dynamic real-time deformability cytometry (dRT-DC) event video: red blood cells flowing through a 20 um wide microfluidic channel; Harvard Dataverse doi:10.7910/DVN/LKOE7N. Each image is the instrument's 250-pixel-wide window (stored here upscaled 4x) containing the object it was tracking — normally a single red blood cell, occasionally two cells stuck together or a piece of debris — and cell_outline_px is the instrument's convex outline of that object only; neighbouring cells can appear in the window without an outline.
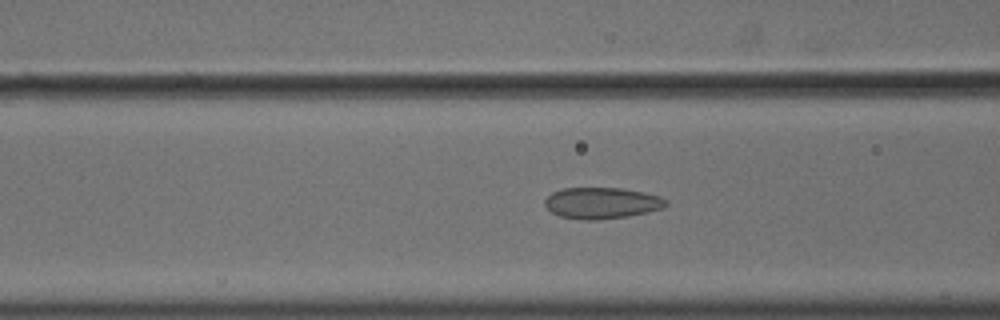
{"species": "common noctule bat (a hibernating species)", "species_latin": "Nyctalus noctula", "temperature_condition": "cold", "stored_images_in_passage": 49, "camera_frame_rate_fps": 3000, "um_per_image_px": 0.085, "animal": {"sex": "male", "body_mass_g": 18.8}, "frame": {"image": 1, "passage_image": 16, "time_ms": 5.0, "image_size_px": [1000, 320], "cell_outline_px": [[668, 204], [664, 208], [648, 212], [628, 216], [600, 220], [580, 220], [560, 216], [552, 212], [544, 204], [544, 200], [552, 192], [564, 188], [620, 188], [644, 192], [660, 196], [668, 200]], "centroid_in_image_um": [51.17, 17.26], "position_along_channel_um": 115.4, "area_um2": 22.25}}
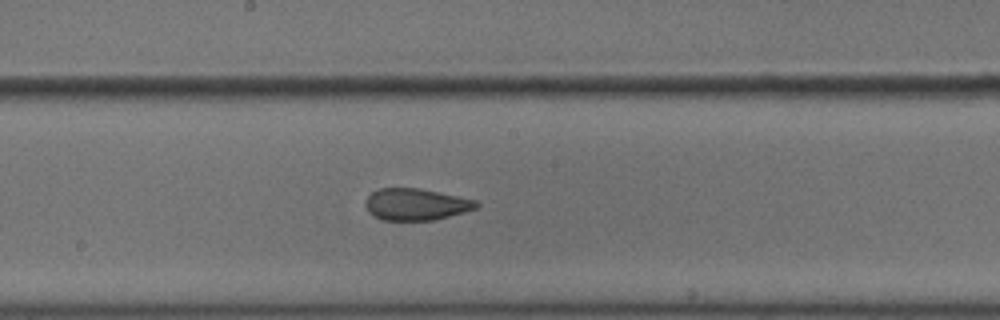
{"frame": {"image": 2, "passage_image": 24, "time_ms": 7.667, "image_size_px": [1000, 320], "cell_outline_px": [[480, 204], [476, 208], [464, 212], [432, 220], [384, 220], [372, 216], [368, 212], [364, 204], [364, 200], [376, 188], [420, 188], [476, 200]], "centroid_in_image_um": [35.3, 17.36], "position_along_channel_um": 212.9, "area_um2": 20.58}}
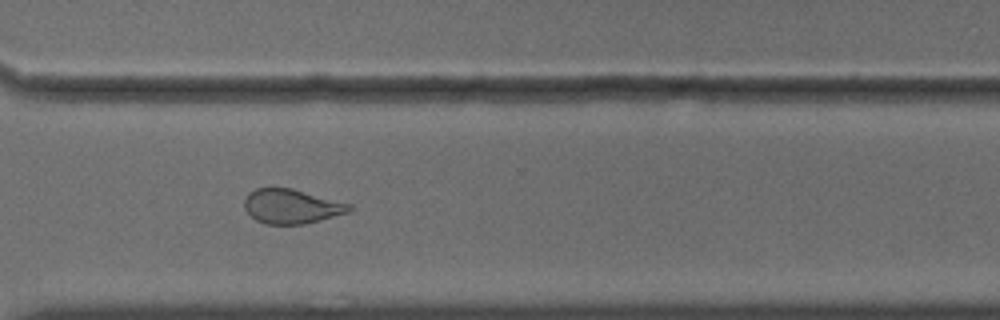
{"frame": {"image": 3, "passage_image": 35, "time_ms": 11.333, "image_size_px": [1000, 320], "cell_outline_px": [[352, 212], [304, 224], [264, 224], [256, 220], [244, 208], [244, 200], [248, 192], [256, 188], [292, 188], [352, 204]], "centroid_in_image_um": [24.8, 17.54], "position_along_channel_um": 345.8, "area_um2": 21.21}, "authors_computed_cell_mechanics": {"area_um2": 22.253, "velocity_mm_per_s": 3.6346, "shape_relaxation_time_tau1_ms": 7.6197, "shape_relaxation_time_tau2_ms": 1.4099, "deformation_change_tau1": 0.1476, "deformation_change_tau2": 0.0896}}